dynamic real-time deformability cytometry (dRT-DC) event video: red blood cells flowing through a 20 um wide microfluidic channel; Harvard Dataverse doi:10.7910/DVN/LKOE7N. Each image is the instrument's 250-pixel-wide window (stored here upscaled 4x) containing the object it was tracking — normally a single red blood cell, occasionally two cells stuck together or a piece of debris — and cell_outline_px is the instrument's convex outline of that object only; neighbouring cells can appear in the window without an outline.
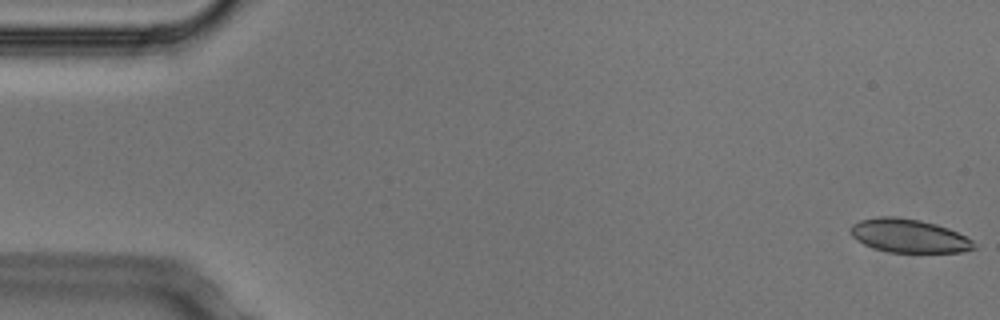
{"species": "Egyptian fruit bat (a non-hibernating species)", "species_latin": "Rousettus aegyptiacus", "temperature_condition": "cold", "stored_images_in_passage": 12, "camera_frame_rate_fps": 3000, "um_per_image_px": 0.085, "animal": {"sex": "male"}, "frame": {"image": 1, "passage_image": 1, "time_ms": 0.0, "image_size_px": [1000, 320], "cell_outline_px": [[976, 248], [960, 252], [888, 252], [872, 248], [856, 240], [848, 232], [848, 228], [852, 224], [860, 220], [880, 216], [896, 216], [920, 220], [936, 224], [948, 228], [972, 240], [976, 244]], "centroid_in_image_um": [77.2, 20.04], "position_along_channel_um": 7.8, "area_um2": 24.28}}